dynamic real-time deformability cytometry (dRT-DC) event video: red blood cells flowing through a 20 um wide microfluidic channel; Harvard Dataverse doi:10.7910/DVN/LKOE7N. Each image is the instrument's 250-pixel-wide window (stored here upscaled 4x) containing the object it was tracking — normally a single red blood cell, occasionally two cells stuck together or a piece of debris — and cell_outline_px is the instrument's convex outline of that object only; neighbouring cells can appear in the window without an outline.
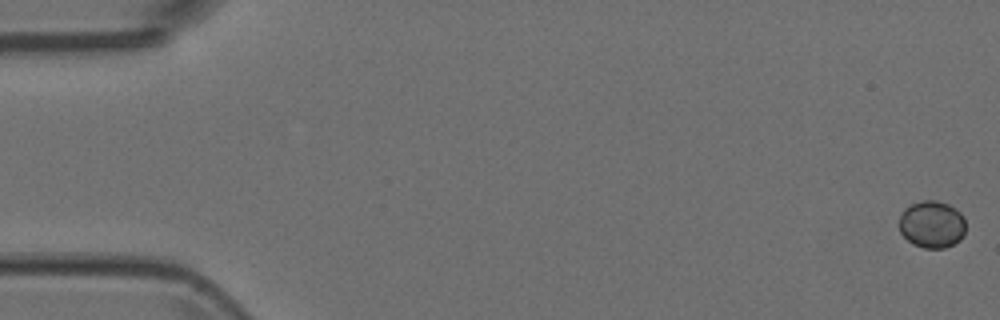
{"species": "Egyptian fruit bat (a non-hibernating species)", "species_latin": "Rousettus aegyptiacus", "temperature_condition": "room temperature", "stored_images_in_passage": 11, "camera_frame_rate_fps": 3000, "um_per_image_px": 0.085, "animal": {"sex": "female"}, "frame": {"image": 1, "passage_image": 1, "time_ms": 0.0, "image_size_px": [1000, 320], "cell_outline_px": [[964, 236], [960, 240], [944, 248], [924, 248], [912, 244], [900, 232], [900, 212], [904, 208], [920, 200], [936, 200], [948, 204], [956, 208], [964, 216]], "centroid_in_image_um": [79.21, 19.06], "position_along_channel_um": 5.8, "area_um2": 18.44}}
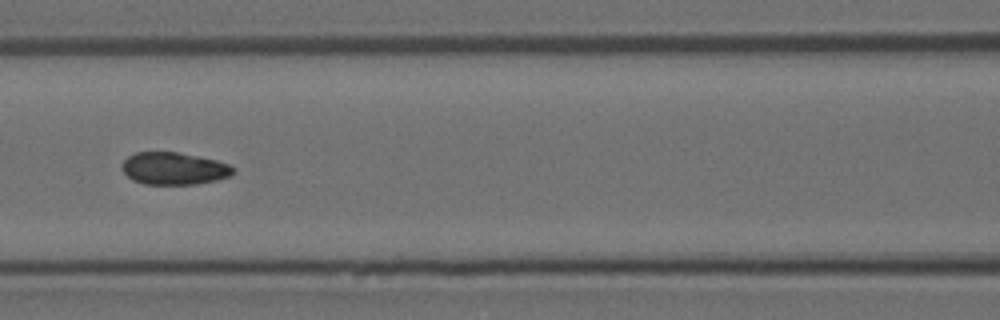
{"frame": {"image": 2, "passage_image": 7, "time_ms": 2.0, "image_size_px": [1000, 320], "cell_outline_px": [[236, 168], [228, 176], [216, 180], [196, 184], [144, 184], [132, 180], [124, 172], [120, 164], [128, 156], [136, 152], [176, 152], [200, 156], [216, 160], [228, 164]], "centroid_in_image_um": [14.76, 14.31], "position_along_channel_um": 151.8, "area_um2": 20.92}}
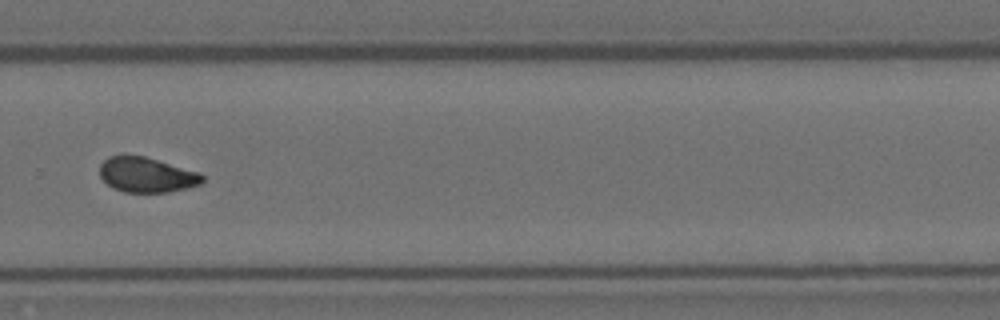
{"frame": {"image": 3, "passage_image": 11, "time_ms": 3.333, "image_size_px": [1000, 320], "cell_outline_px": [[204, 180], [200, 184], [188, 188], [168, 192], [124, 192], [112, 188], [100, 176], [100, 164], [108, 156], [124, 152], [144, 156], [200, 172], [204, 176]], "centroid_in_image_um": [12.44, 14.83], "position_along_channel_um": 317.4, "area_um2": 21.44}}